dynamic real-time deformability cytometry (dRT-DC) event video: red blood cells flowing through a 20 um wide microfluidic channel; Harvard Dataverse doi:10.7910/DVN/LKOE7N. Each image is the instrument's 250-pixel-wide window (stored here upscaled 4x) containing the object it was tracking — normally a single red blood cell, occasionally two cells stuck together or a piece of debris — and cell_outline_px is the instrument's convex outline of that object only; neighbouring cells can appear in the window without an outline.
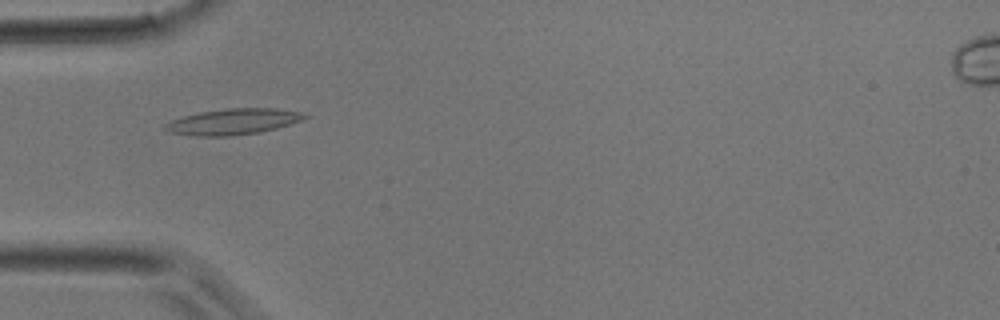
{"species": "common noctule bat (a hibernating species)", "species_latin": "Nyctalus noctula", "temperature_condition": "room temperature", "stored_images_in_passage": 37, "camera_frame_rate_fps": 3000, "um_per_image_px": 0.085, "animal": {"sex": "male", "body_mass_g": 17.9}, "frame": {"image": 1, "passage_image": 10, "time_ms": 3.0, "image_size_px": [1000, 320], "cell_outline_px": [[308, 116], [300, 120], [276, 128], [260, 132], [232, 136], [196, 136], [168, 132], [164, 128], [164, 124], [172, 120], [184, 116], [200, 112], [224, 108], [276, 108], [300, 112]], "centroid_in_image_um": [19.77, 10.34], "position_along_channel_um": 65.2, "area_um2": 20.92}}
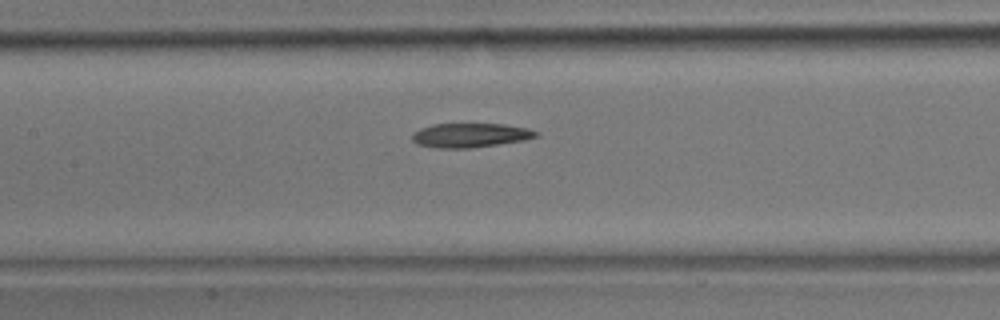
{"frame": {"image": 2, "passage_image": 16, "time_ms": 5.0, "image_size_px": [1000, 320], "cell_outline_px": [[540, 136], [524, 140], [472, 148], [436, 148], [416, 144], [412, 140], [412, 132], [420, 128], [432, 124], [504, 124], [528, 128], [540, 132]], "centroid_in_image_um": [39.97, 11.5], "position_along_channel_um": 167.4, "area_um2": 17.69}}
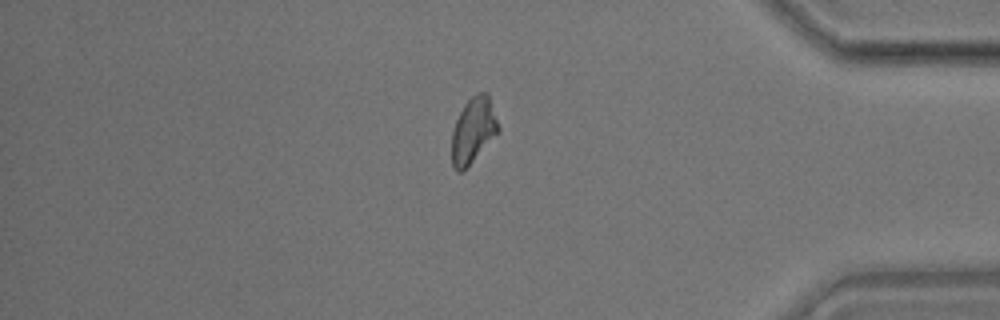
{"frame": {"image": 3, "passage_image": 31, "time_ms": 10.0, "image_size_px": [1000, 320], "cell_outline_px": [[500, 132], [464, 172], [456, 172], [452, 168], [452, 132], [456, 120], [464, 104], [472, 96], [480, 92], [488, 92], [500, 128]], "centroid_in_image_um": [40.24, 11.13], "position_along_channel_um": 395.0, "area_um2": 18.21}}